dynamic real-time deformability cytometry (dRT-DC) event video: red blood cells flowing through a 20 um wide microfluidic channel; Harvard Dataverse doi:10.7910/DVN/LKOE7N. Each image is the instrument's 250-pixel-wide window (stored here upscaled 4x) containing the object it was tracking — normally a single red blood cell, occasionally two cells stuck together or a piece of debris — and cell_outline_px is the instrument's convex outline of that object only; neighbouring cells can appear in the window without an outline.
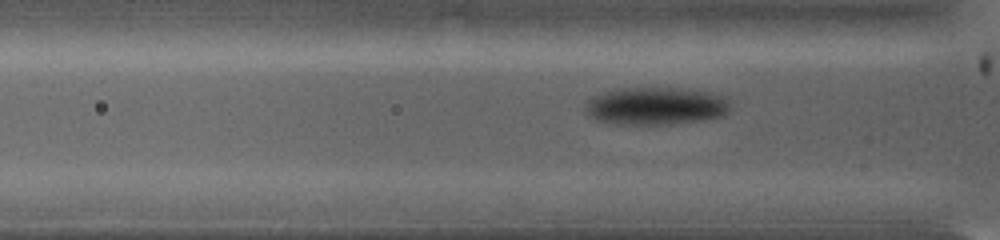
{"species": "common noctule bat (a hibernating species)", "species_latin": "Nyctalus noctula", "temperature_condition": "warm", "stored_images_in_passage": 66, "camera_frame_rate_fps": 5000, "um_per_image_px": 0.085, "animal": {"sex": "female", "body_mass_g": 19.0, "forearm_length_mm": 53.3}, "frame": {"image": 1, "passage_image": 14, "time_ms": 2.6, "image_size_px": [1000, 240], "cell_outline_px": [[728, 112], [724, 116], [708, 120], [668, 124], [616, 124], [596, 120], [588, 116], [584, 112], [584, 104], [592, 96], [604, 92], [620, 88], [680, 88], [708, 92], [720, 96], [728, 100]], "centroid_in_image_um": [55.69, 9.02], "position_along_channel_um": 70.1, "area_um2": 32.02}}
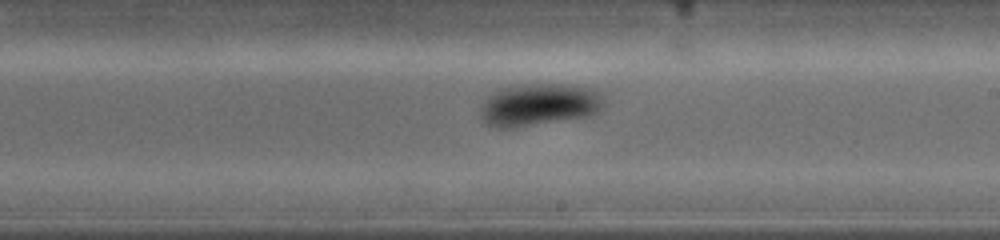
{"frame": {"image": 2, "passage_image": 36, "time_ms": 7.0, "image_size_px": [1000, 240], "cell_outline_px": [[600, 108], [596, 112], [588, 116], [516, 128], [496, 128], [488, 124], [480, 116], [480, 108], [500, 88], [524, 84], [568, 84], [588, 88], [596, 92], [600, 104]], "centroid_in_image_um": [45.75, 8.92], "position_along_channel_um": 243.2, "area_um2": 29.71}}
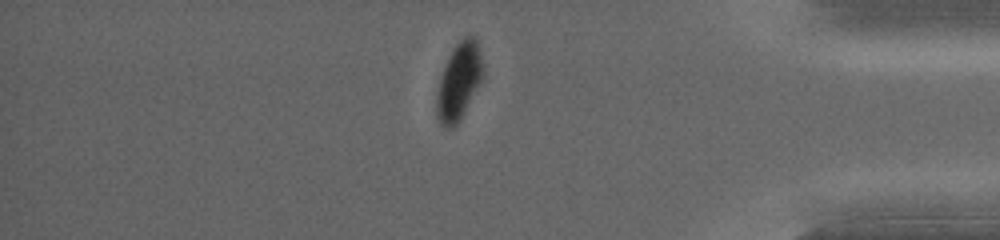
{"frame": {"image": 3, "passage_image": 59, "time_ms": 11.6, "image_size_px": [1000, 240], "cell_outline_px": [[484, 76], [460, 120], [452, 128], [444, 128], [440, 124], [436, 116], [436, 96], [440, 76], [452, 48], [464, 36], [476, 36], [484, 72]], "centroid_in_image_um": [39.0, 6.93], "position_along_channel_um": 396.2, "area_um2": 20.92}, "authors_computed_cell_mechanics": {"area_um2": 28.9867, "velocity_mm_per_s": 3.9444, "shape_relaxation_time_tau1_ms": 1.4782, "shape_relaxation_time_tau2_ms": null, "deformation_change_tau1": 0.1271, "deformation_change_tau2": null}}